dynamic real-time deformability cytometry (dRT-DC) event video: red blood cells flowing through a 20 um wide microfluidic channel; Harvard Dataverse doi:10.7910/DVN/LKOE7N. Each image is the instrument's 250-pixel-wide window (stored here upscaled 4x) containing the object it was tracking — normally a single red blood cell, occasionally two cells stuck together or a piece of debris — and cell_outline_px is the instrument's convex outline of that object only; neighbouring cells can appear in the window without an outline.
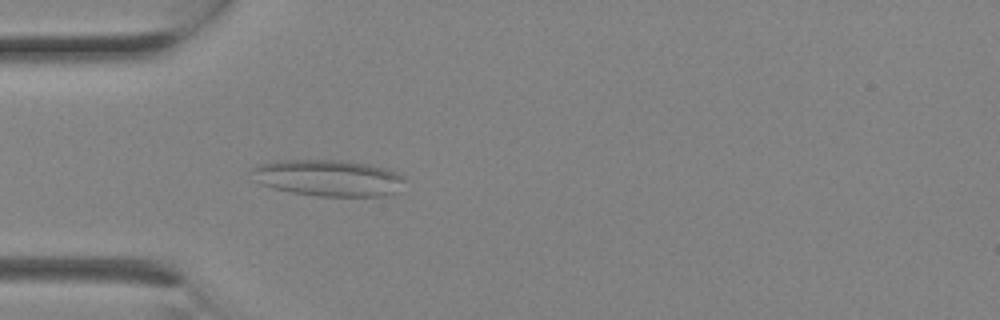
{"species": "Egyptian fruit bat (a non-hibernating species)", "species_latin": "Rousettus aegyptiacus", "temperature_condition": "room temperature", "stored_images_in_passage": 3, "camera_frame_rate_fps": 3000, "um_per_image_px": 0.085, "animal": {"sex": "female"}, "frame": {"image": 1, "passage_image": 3, "time_ms": 0.667, "image_size_px": [1000, 320], "cell_outline_px": [[404, 180], [396, 192], [384, 196], [320, 196], [292, 192], [272, 188], [260, 184], [256, 180], [252, 168], [260, 164], [284, 160], [344, 160], [368, 164], [384, 168], [396, 172], [404, 176]], "centroid_in_image_um": [27.92, 15.12], "position_along_channel_um": 57.1, "area_um2": 32.19}}